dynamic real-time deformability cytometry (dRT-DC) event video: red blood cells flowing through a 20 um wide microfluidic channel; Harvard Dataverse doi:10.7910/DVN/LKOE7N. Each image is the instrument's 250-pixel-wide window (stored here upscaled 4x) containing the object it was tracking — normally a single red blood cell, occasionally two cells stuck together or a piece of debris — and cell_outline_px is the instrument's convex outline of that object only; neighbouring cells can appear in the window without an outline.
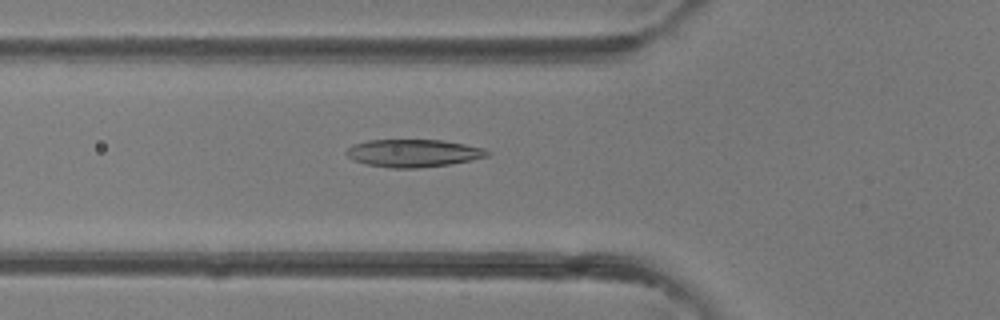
{"species": "common noctule bat (a hibernating species)", "species_latin": "Nyctalus noctula", "temperature_condition": "room temperature", "stored_images_in_passage": 36, "camera_frame_rate_fps": 3000, "um_per_image_px": 0.085, "animal": {"sex": "female"}, "frame": {"image": 1, "passage_image": 9, "time_ms": 2.667, "image_size_px": [1000, 320], "cell_outline_px": [[492, 152], [488, 156], [448, 164], [416, 168], [392, 168], [364, 164], [352, 160], [344, 152], [352, 144], [368, 140], [444, 140], [484, 148]], "centroid_in_image_um": [35.09, 13.01], "position_along_channel_um": 90.7, "area_um2": 22.72}}
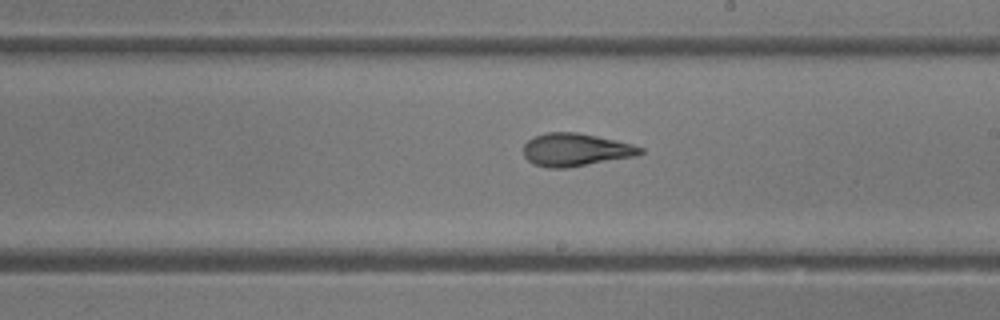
{"frame": {"image": 2, "passage_image": 18, "time_ms": 5.667, "image_size_px": [1000, 320], "cell_outline_px": [[644, 152], [636, 156], [568, 168], [548, 168], [532, 164], [524, 156], [524, 144], [528, 140], [544, 132], [576, 132], [616, 140], [632, 144], [644, 148]], "centroid_in_image_um": [48.93, 12.74], "position_along_channel_um": 240.1, "area_um2": 22.48}}
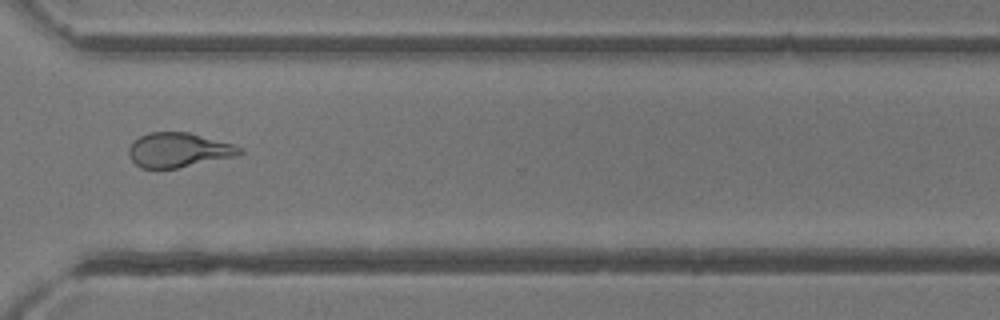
{"frame": {"image": 3, "passage_image": 25, "time_ms": 8.0, "image_size_px": [1000, 320], "cell_outline_px": [[244, 152], [240, 156], [176, 168], [140, 168], [128, 156], [128, 148], [140, 136], [152, 132], [188, 132], [232, 144], [244, 148]], "centroid_in_image_um": [15.22, 12.76], "position_along_channel_um": 355.4, "area_um2": 22.31}}